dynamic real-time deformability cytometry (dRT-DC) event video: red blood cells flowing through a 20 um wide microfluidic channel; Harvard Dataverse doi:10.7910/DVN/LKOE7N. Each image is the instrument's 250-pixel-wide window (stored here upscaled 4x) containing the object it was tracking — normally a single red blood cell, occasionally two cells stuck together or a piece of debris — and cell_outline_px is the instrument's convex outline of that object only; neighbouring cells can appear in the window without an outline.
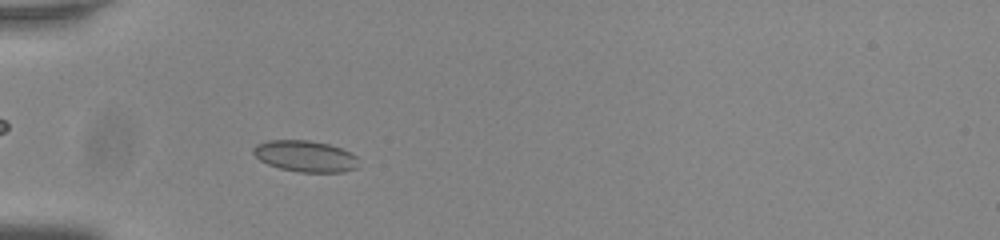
{"species": "common noctule bat (a hibernating species)", "species_latin": "Nyctalus noctula", "temperature_condition": "room temperature", "stored_images_in_passage": 38, "camera_frame_rate_fps": 3000, "um_per_image_px": 0.085, "animal": {"sex": "male", "body_mass_g": 20.0, "forearm_length_mm": 53.3}, "frame": {"image": 1, "passage_image": 1, "time_ms": 0.0, "image_size_px": [1000, 240], "cell_outline_px": [[356, 168], [344, 172], [300, 172], [280, 168], [268, 164], [260, 160], [252, 152], [252, 148], [256, 144], [268, 140], [308, 140], [328, 144], [352, 152], [356, 156]], "centroid_in_image_um": [25.92, 13.27], "position_along_channel_um": 59.1, "area_um2": 19.13}}
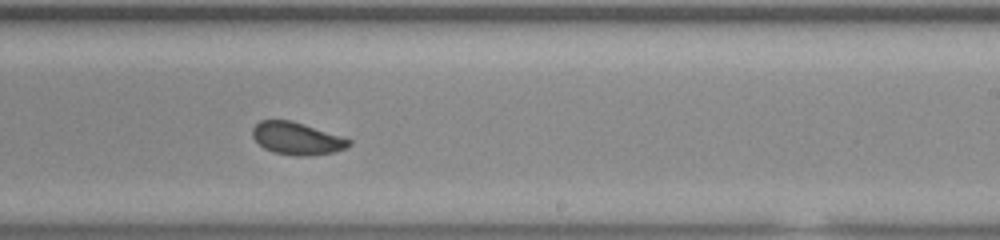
{"frame": {"image": 2, "passage_image": 18, "time_ms": 5.667, "image_size_px": [1000, 240], "cell_outline_px": [[352, 144], [336, 152], [308, 156], [292, 156], [272, 152], [264, 148], [252, 136], [252, 128], [260, 120], [288, 120], [304, 124], [352, 140]], "centroid_in_image_um": [25.22, 11.78], "position_along_channel_um": 263.8, "area_um2": 18.21}}
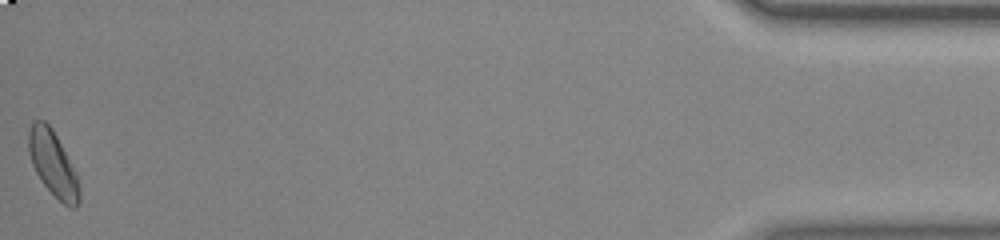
{"frame": {"image": 3, "passage_image": 38, "time_ms": 12.333, "image_size_px": [1000, 240], "cell_outline_px": [[80, 200], [76, 208], [72, 208], [64, 204], [44, 184], [36, 172], [32, 164], [28, 152], [28, 128], [32, 120], [44, 120], [52, 128], [76, 172], [80, 188]], "centroid_in_image_um": [4.49, 13.89], "position_along_channel_um": 430.7, "area_um2": 19.19}, "authors_computed_cell_mechanics": {"area_um2": 18.785, "velocity_mm_per_s": 3.7786, "shape_relaxation_time_tau1_ms": 5.7397, "shape_relaxation_time_tau2_ms": 0.8257, "deformation_change_tau1": 0.0805, "deformation_change_tau2": 0.0501}}